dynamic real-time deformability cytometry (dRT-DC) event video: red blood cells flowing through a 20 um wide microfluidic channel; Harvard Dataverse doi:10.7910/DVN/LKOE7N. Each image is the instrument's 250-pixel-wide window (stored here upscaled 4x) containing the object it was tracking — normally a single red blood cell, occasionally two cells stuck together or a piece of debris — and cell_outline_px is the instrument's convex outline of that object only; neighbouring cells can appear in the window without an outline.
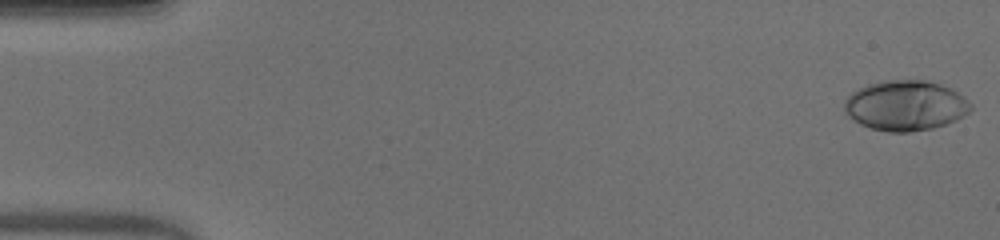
{"species": "human", "species_latin": "Homo sapiens", "temperature_condition": "warm", "stored_images_in_passage": 52, "camera_frame_rate_fps": 3000, "um_per_image_px": 0.085, "donor": {"sex": "male"}, "frame": {"image": 1, "passage_image": 1, "time_ms": 0.0, "image_size_px": [1000, 240], "cell_outline_px": [[972, 108], [968, 112], [956, 120], [932, 128], [908, 132], [888, 132], [872, 128], [860, 124], [848, 116], [844, 112], [844, 100], [852, 92], [868, 84], [884, 80], [924, 80], [940, 84], [952, 88], [964, 96], [972, 104]], "centroid_in_image_um": [76.96, 8.96], "position_along_channel_um": 8.0, "area_um2": 36.99}}
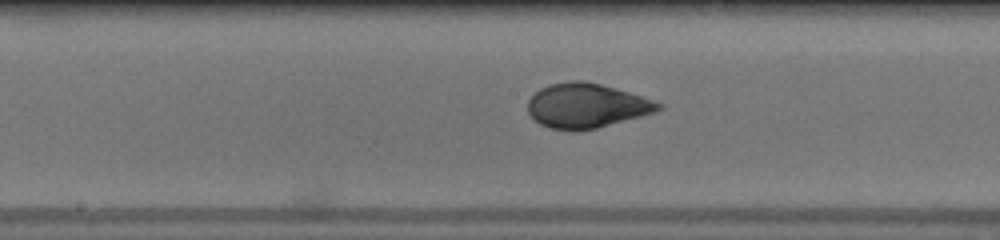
{"frame": {"image": 2, "passage_image": 27, "time_ms": 8.667, "image_size_px": [1000, 240], "cell_outline_px": [[664, 108], [656, 112], [596, 128], [548, 128], [540, 124], [528, 112], [528, 100], [540, 88], [548, 84], [568, 80], [580, 80], [600, 84], [628, 92], [664, 104]], "centroid_in_image_um": [49.86, 8.95], "position_along_channel_um": 198.3, "area_um2": 33.23}}
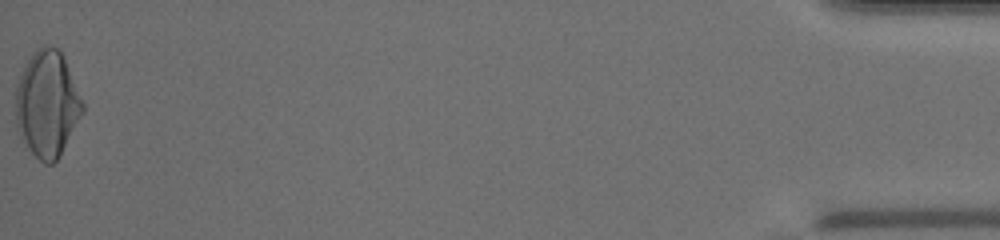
{"frame": {"image": 3, "passage_image": 52, "time_ms": 17.0, "image_size_px": [1000, 240], "cell_outline_px": [[84, 112], [60, 156], [52, 164], [44, 164], [28, 148], [20, 136], [16, 128], [16, 88], [24, 64], [44, 44], [56, 48], [64, 56], [84, 104]], "centroid_in_image_um": [4.02, 8.86], "position_along_channel_um": 431.2, "area_um2": 41.27}, "authors_computed_cell_mechanics": {"area_um2": 34.102, "velocity_mm_per_s": 3.9812, "shape_relaxation_time_tau1_ms": 5.6694, "shape_relaxation_time_tau2_ms": null, "deformation_change_tau1": 0.2508, "deformation_change_tau2": null}}